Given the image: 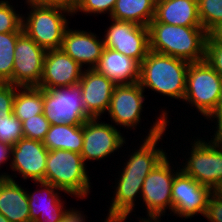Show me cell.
<instances>
[{"label": "cell", "mask_w": 222, "mask_h": 222, "mask_svg": "<svg viewBox=\"0 0 222 222\" xmlns=\"http://www.w3.org/2000/svg\"><path fill=\"white\" fill-rule=\"evenodd\" d=\"M148 29L149 50L189 63L205 60L208 33L203 27L169 25L153 18Z\"/></svg>", "instance_id": "obj_1"}, {"label": "cell", "mask_w": 222, "mask_h": 222, "mask_svg": "<svg viewBox=\"0 0 222 222\" xmlns=\"http://www.w3.org/2000/svg\"><path fill=\"white\" fill-rule=\"evenodd\" d=\"M189 62L169 55L148 51L140 63L139 84L175 99H184Z\"/></svg>", "instance_id": "obj_2"}, {"label": "cell", "mask_w": 222, "mask_h": 222, "mask_svg": "<svg viewBox=\"0 0 222 222\" xmlns=\"http://www.w3.org/2000/svg\"><path fill=\"white\" fill-rule=\"evenodd\" d=\"M86 163L79 153L67 150L48 152L44 182L69 195L84 199L90 193V178Z\"/></svg>", "instance_id": "obj_3"}, {"label": "cell", "mask_w": 222, "mask_h": 222, "mask_svg": "<svg viewBox=\"0 0 222 222\" xmlns=\"http://www.w3.org/2000/svg\"><path fill=\"white\" fill-rule=\"evenodd\" d=\"M28 4L30 13L23 16V31L45 50L59 49L62 45L63 35L68 27V19L64 13L70 12L49 6Z\"/></svg>", "instance_id": "obj_4"}, {"label": "cell", "mask_w": 222, "mask_h": 222, "mask_svg": "<svg viewBox=\"0 0 222 222\" xmlns=\"http://www.w3.org/2000/svg\"><path fill=\"white\" fill-rule=\"evenodd\" d=\"M222 88V78L205 60L189 63L183 101L195 106L207 118L216 108Z\"/></svg>", "instance_id": "obj_5"}, {"label": "cell", "mask_w": 222, "mask_h": 222, "mask_svg": "<svg viewBox=\"0 0 222 222\" xmlns=\"http://www.w3.org/2000/svg\"><path fill=\"white\" fill-rule=\"evenodd\" d=\"M190 148V157L180 168L201 185L213 191L222 182V146L216 139L207 142L196 138Z\"/></svg>", "instance_id": "obj_6"}, {"label": "cell", "mask_w": 222, "mask_h": 222, "mask_svg": "<svg viewBox=\"0 0 222 222\" xmlns=\"http://www.w3.org/2000/svg\"><path fill=\"white\" fill-rule=\"evenodd\" d=\"M43 114L51 125L84 124L91 117L83 105L79 84L70 87L43 89Z\"/></svg>", "instance_id": "obj_7"}, {"label": "cell", "mask_w": 222, "mask_h": 222, "mask_svg": "<svg viewBox=\"0 0 222 222\" xmlns=\"http://www.w3.org/2000/svg\"><path fill=\"white\" fill-rule=\"evenodd\" d=\"M168 159L166 155L144 180L140 195L147 209V219L161 220L168 208L172 213V183L180 167L175 171Z\"/></svg>", "instance_id": "obj_8"}, {"label": "cell", "mask_w": 222, "mask_h": 222, "mask_svg": "<svg viewBox=\"0 0 222 222\" xmlns=\"http://www.w3.org/2000/svg\"><path fill=\"white\" fill-rule=\"evenodd\" d=\"M105 31V48L120 52L141 63L149 51V29L133 22L111 19Z\"/></svg>", "instance_id": "obj_9"}, {"label": "cell", "mask_w": 222, "mask_h": 222, "mask_svg": "<svg viewBox=\"0 0 222 222\" xmlns=\"http://www.w3.org/2000/svg\"><path fill=\"white\" fill-rule=\"evenodd\" d=\"M213 192L211 188L201 185L180 169L172 183V212L185 219L197 214L204 216Z\"/></svg>", "instance_id": "obj_10"}, {"label": "cell", "mask_w": 222, "mask_h": 222, "mask_svg": "<svg viewBox=\"0 0 222 222\" xmlns=\"http://www.w3.org/2000/svg\"><path fill=\"white\" fill-rule=\"evenodd\" d=\"M46 52L23 32L16 41L12 84L18 87H37L42 78Z\"/></svg>", "instance_id": "obj_11"}, {"label": "cell", "mask_w": 222, "mask_h": 222, "mask_svg": "<svg viewBox=\"0 0 222 222\" xmlns=\"http://www.w3.org/2000/svg\"><path fill=\"white\" fill-rule=\"evenodd\" d=\"M98 121L99 118H90L83 124V148L80 155L84 163L107 158L126 143L125 137L114 125Z\"/></svg>", "instance_id": "obj_12"}, {"label": "cell", "mask_w": 222, "mask_h": 222, "mask_svg": "<svg viewBox=\"0 0 222 222\" xmlns=\"http://www.w3.org/2000/svg\"><path fill=\"white\" fill-rule=\"evenodd\" d=\"M167 111H163L155 123L149 129L146 138L135 152L130 153L129 159L124 162L125 166L120 173H136V174H149L154 167L167 155L161 147L158 149V140H162L164 132L168 126Z\"/></svg>", "instance_id": "obj_13"}, {"label": "cell", "mask_w": 222, "mask_h": 222, "mask_svg": "<svg viewBox=\"0 0 222 222\" xmlns=\"http://www.w3.org/2000/svg\"><path fill=\"white\" fill-rule=\"evenodd\" d=\"M144 90L139 83L116 85L111 97L108 114L115 125L136 128L141 120Z\"/></svg>", "instance_id": "obj_14"}, {"label": "cell", "mask_w": 222, "mask_h": 222, "mask_svg": "<svg viewBox=\"0 0 222 222\" xmlns=\"http://www.w3.org/2000/svg\"><path fill=\"white\" fill-rule=\"evenodd\" d=\"M82 73V66L61 48L47 50L42 78L37 87L40 89H52L77 85L81 80Z\"/></svg>", "instance_id": "obj_15"}, {"label": "cell", "mask_w": 222, "mask_h": 222, "mask_svg": "<svg viewBox=\"0 0 222 222\" xmlns=\"http://www.w3.org/2000/svg\"><path fill=\"white\" fill-rule=\"evenodd\" d=\"M49 150L42 141L21 138L11 146L12 171H17L23 179L43 181L46 171V160Z\"/></svg>", "instance_id": "obj_16"}, {"label": "cell", "mask_w": 222, "mask_h": 222, "mask_svg": "<svg viewBox=\"0 0 222 222\" xmlns=\"http://www.w3.org/2000/svg\"><path fill=\"white\" fill-rule=\"evenodd\" d=\"M82 89L83 105L91 118H102L108 111L115 84L96 69L83 70L78 83Z\"/></svg>", "instance_id": "obj_17"}, {"label": "cell", "mask_w": 222, "mask_h": 222, "mask_svg": "<svg viewBox=\"0 0 222 222\" xmlns=\"http://www.w3.org/2000/svg\"><path fill=\"white\" fill-rule=\"evenodd\" d=\"M96 34L84 30H72L67 27L64 32L61 49L80 66L88 65L93 69L98 65L105 48L103 40Z\"/></svg>", "instance_id": "obj_18"}, {"label": "cell", "mask_w": 222, "mask_h": 222, "mask_svg": "<svg viewBox=\"0 0 222 222\" xmlns=\"http://www.w3.org/2000/svg\"><path fill=\"white\" fill-rule=\"evenodd\" d=\"M35 183H39V185H41V188L38 189L39 191L36 190L33 193H29L28 190L26 191L28 197L30 222H60L67 210L65 206H63L64 201L62 202L61 197L59 196L58 192L55 193V190H62L57 189L48 182L35 181ZM38 195L44 196L42 197V201L44 202L40 200L41 197L39 198Z\"/></svg>", "instance_id": "obj_19"}, {"label": "cell", "mask_w": 222, "mask_h": 222, "mask_svg": "<svg viewBox=\"0 0 222 222\" xmlns=\"http://www.w3.org/2000/svg\"><path fill=\"white\" fill-rule=\"evenodd\" d=\"M94 69L115 85H131L139 82L140 63L110 48H104Z\"/></svg>", "instance_id": "obj_20"}, {"label": "cell", "mask_w": 222, "mask_h": 222, "mask_svg": "<svg viewBox=\"0 0 222 222\" xmlns=\"http://www.w3.org/2000/svg\"><path fill=\"white\" fill-rule=\"evenodd\" d=\"M0 213L10 222H30L26 188L8 173L0 175Z\"/></svg>", "instance_id": "obj_21"}, {"label": "cell", "mask_w": 222, "mask_h": 222, "mask_svg": "<svg viewBox=\"0 0 222 222\" xmlns=\"http://www.w3.org/2000/svg\"><path fill=\"white\" fill-rule=\"evenodd\" d=\"M157 22L186 27H202L197 0H156Z\"/></svg>", "instance_id": "obj_22"}, {"label": "cell", "mask_w": 222, "mask_h": 222, "mask_svg": "<svg viewBox=\"0 0 222 222\" xmlns=\"http://www.w3.org/2000/svg\"><path fill=\"white\" fill-rule=\"evenodd\" d=\"M42 142L49 151L61 149L80 154L83 148V124L50 125Z\"/></svg>", "instance_id": "obj_23"}, {"label": "cell", "mask_w": 222, "mask_h": 222, "mask_svg": "<svg viewBox=\"0 0 222 222\" xmlns=\"http://www.w3.org/2000/svg\"><path fill=\"white\" fill-rule=\"evenodd\" d=\"M156 0H116L111 19L147 26L155 17Z\"/></svg>", "instance_id": "obj_24"}, {"label": "cell", "mask_w": 222, "mask_h": 222, "mask_svg": "<svg viewBox=\"0 0 222 222\" xmlns=\"http://www.w3.org/2000/svg\"><path fill=\"white\" fill-rule=\"evenodd\" d=\"M144 181L117 180L108 216L128 217L134 211L136 196L142 193Z\"/></svg>", "instance_id": "obj_25"}, {"label": "cell", "mask_w": 222, "mask_h": 222, "mask_svg": "<svg viewBox=\"0 0 222 222\" xmlns=\"http://www.w3.org/2000/svg\"><path fill=\"white\" fill-rule=\"evenodd\" d=\"M19 89V90H18ZM43 89L18 87L13 103V114L21 121L43 113Z\"/></svg>", "instance_id": "obj_26"}, {"label": "cell", "mask_w": 222, "mask_h": 222, "mask_svg": "<svg viewBox=\"0 0 222 222\" xmlns=\"http://www.w3.org/2000/svg\"><path fill=\"white\" fill-rule=\"evenodd\" d=\"M22 33H0V83L12 84L15 46Z\"/></svg>", "instance_id": "obj_27"}, {"label": "cell", "mask_w": 222, "mask_h": 222, "mask_svg": "<svg viewBox=\"0 0 222 222\" xmlns=\"http://www.w3.org/2000/svg\"><path fill=\"white\" fill-rule=\"evenodd\" d=\"M197 2L202 27L209 33L222 23V0H197Z\"/></svg>", "instance_id": "obj_28"}, {"label": "cell", "mask_w": 222, "mask_h": 222, "mask_svg": "<svg viewBox=\"0 0 222 222\" xmlns=\"http://www.w3.org/2000/svg\"><path fill=\"white\" fill-rule=\"evenodd\" d=\"M13 7L8 0L0 1V33L24 32L23 15L16 13Z\"/></svg>", "instance_id": "obj_29"}, {"label": "cell", "mask_w": 222, "mask_h": 222, "mask_svg": "<svg viewBox=\"0 0 222 222\" xmlns=\"http://www.w3.org/2000/svg\"><path fill=\"white\" fill-rule=\"evenodd\" d=\"M50 125L43 113L28 118L22 122L24 138L43 141Z\"/></svg>", "instance_id": "obj_30"}, {"label": "cell", "mask_w": 222, "mask_h": 222, "mask_svg": "<svg viewBox=\"0 0 222 222\" xmlns=\"http://www.w3.org/2000/svg\"><path fill=\"white\" fill-rule=\"evenodd\" d=\"M22 122L12 114L0 121V142L14 146L23 138Z\"/></svg>", "instance_id": "obj_31"}, {"label": "cell", "mask_w": 222, "mask_h": 222, "mask_svg": "<svg viewBox=\"0 0 222 222\" xmlns=\"http://www.w3.org/2000/svg\"><path fill=\"white\" fill-rule=\"evenodd\" d=\"M115 4L116 0H78L73 14L75 15L79 11L96 15L108 13L111 16Z\"/></svg>", "instance_id": "obj_32"}, {"label": "cell", "mask_w": 222, "mask_h": 222, "mask_svg": "<svg viewBox=\"0 0 222 222\" xmlns=\"http://www.w3.org/2000/svg\"><path fill=\"white\" fill-rule=\"evenodd\" d=\"M16 86L10 83H0V121L13 114V103Z\"/></svg>", "instance_id": "obj_33"}, {"label": "cell", "mask_w": 222, "mask_h": 222, "mask_svg": "<svg viewBox=\"0 0 222 222\" xmlns=\"http://www.w3.org/2000/svg\"><path fill=\"white\" fill-rule=\"evenodd\" d=\"M205 59L222 78V45L215 44L209 37L206 44Z\"/></svg>", "instance_id": "obj_34"}, {"label": "cell", "mask_w": 222, "mask_h": 222, "mask_svg": "<svg viewBox=\"0 0 222 222\" xmlns=\"http://www.w3.org/2000/svg\"><path fill=\"white\" fill-rule=\"evenodd\" d=\"M210 222H222V196L215 192L209 197L204 215Z\"/></svg>", "instance_id": "obj_35"}, {"label": "cell", "mask_w": 222, "mask_h": 222, "mask_svg": "<svg viewBox=\"0 0 222 222\" xmlns=\"http://www.w3.org/2000/svg\"><path fill=\"white\" fill-rule=\"evenodd\" d=\"M78 0H25V3H30L38 6L59 7L70 12L72 16L76 8Z\"/></svg>", "instance_id": "obj_36"}, {"label": "cell", "mask_w": 222, "mask_h": 222, "mask_svg": "<svg viewBox=\"0 0 222 222\" xmlns=\"http://www.w3.org/2000/svg\"><path fill=\"white\" fill-rule=\"evenodd\" d=\"M207 120L209 119H215L217 121H215V132L214 135L212 137V139H215L220 133H222V88H221V92H220V97H219V101L218 104L216 106V108L214 109V111L206 118Z\"/></svg>", "instance_id": "obj_37"}, {"label": "cell", "mask_w": 222, "mask_h": 222, "mask_svg": "<svg viewBox=\"0 0 222 222\" xmlns=\"http://www.w3.org/2000/svg\"><path fill=\"white\" fill-rule=\"evenodd\" d=\"M81 212L76 209L74 210V208L67 209L60 222H86L85 216Z\"/></svg>", "instance_id": "obj_38"}, {"label": "cell", "mask_w": 222, "mask_h": 222, "mask_svg": "<svg viewBox=\"0 0 222 222\" xmlns=\"http://www.w3.org/2000/svg\"><path fill=\"white\" fill-rule=\"evenodd\" d=\"M208 37L215 43L222 45V23L218 24L209 33Z\"/></svg>", "instance_id": "obj_39"}, {"label": "cell", "mask_w": 222, "mask_h": 222, "mask_svg": "<svg viewBox=\"0 0 222 222\" xmlns=\"http://www.w3.org/2000/svg\"><path fill=\"white\" fill-rule=\"evenodd\" d=\"M11 155V146L0 142V167L1 164L6 163Z\"/></svg>", "instance_id": "obj_40"}, {"label": "cell", "mask_w": 222, "mask_h": 222, "mask_svg": "<svg viewBox=\"0 0 222 222\" xmlns=\"http://www.w3.org/2000/svg\"><path fill=\"white\" fill-rule=\"evenodd\" d=\"M119 180L144 181L148 174L120 173Z\"/></svg>", "instance_id": "obj_41"}, {"label": "cell", "mask_w": 222, "mask_h": 222, "mask_svg": "<svg viewBox=\"0 0 222 222\" xmlns=\"http://www.w3.org/2000/svg\"><path fill=\"white\" fill-rule=\"evenodd\" d=\"M127 217H116V216H107L104 222H125ZM142 219V220H141ZM141 220V221H140ZM139 222H159V220H153V219H144L140 217Z\"/></svg>", "instance_id": "obj_42"}, {"label": "cell", "mask_w": 222, "mask_h": 222, "mask_svg": "<svg viewBox=\"0 0 222 222\" xmlns=\"http://www.w3.org/2000/svg\"><path fill=\"white\" fill-rule=\"evenodd\" d=\"M219 196H222V182L219 184V186L214 191Z\"/></svg>", "instance_id": "obj_43"}, {"label": "cell", "mask_w": 222, "mask_h": 222, "mask_svg": "<svg viewBox=\"0 0 222 222\" xmlns=\"http://www.w3.org/2000/svg\"><path fill=\"white\" fill-rule=\"evenodd\" d=\"M0 222H10V221L0 213Z\"/></svg>", "instance_id": "obj_44"}, {"label": "cell", "mask_w": 222, "mask_h": 222, "mask_svg": "<svg viewBox=\"0 0 222 222\" xmlns=\"http://www.w3.org/2000/svg\"><path fill=\"white\" fill-rule=\"evenodd\" d=\"M219 144L222 146V133H220L216 138H215Z\"/></svg>", "instance_id": "obj_45"}]
</instances>
